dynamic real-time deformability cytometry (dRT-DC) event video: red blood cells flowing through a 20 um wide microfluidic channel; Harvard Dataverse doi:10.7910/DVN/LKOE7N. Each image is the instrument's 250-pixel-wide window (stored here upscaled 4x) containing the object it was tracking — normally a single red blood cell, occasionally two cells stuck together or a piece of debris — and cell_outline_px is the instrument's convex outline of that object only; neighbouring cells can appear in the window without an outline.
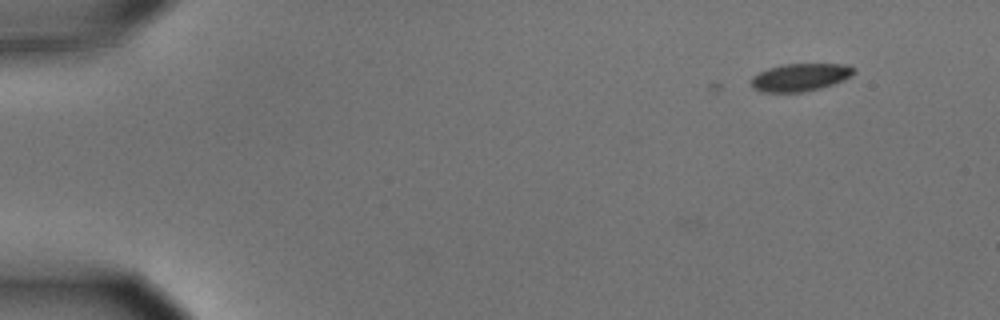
{"species": "common noctule bat (a hibernating species)", "species_latin": "Nyctalus noctula", "temperature_condition": "cold", "stored_images_in_passage": 5, "camera_frame_rate_fps": 3000, "um_per_image_px": 0.085, "animal": {"sex": "male", "body_mass_g": 15.6}, "frame": {"image": 1, "passage_image": 1, "time_ms": 0.0, "image_size_px": [1000, 320], "cell_outline_px": [[856, 72], [844, 80], [820, 88], [800, 92], [764, 92], [752, 88], [752, 76], [768, 68], [784, 64], [844, 64], [856, 68]], "centroid_in_image_um": [68.03, 6.56], "position_along_channel_um": 17.0, "area_um2": 16.47}}